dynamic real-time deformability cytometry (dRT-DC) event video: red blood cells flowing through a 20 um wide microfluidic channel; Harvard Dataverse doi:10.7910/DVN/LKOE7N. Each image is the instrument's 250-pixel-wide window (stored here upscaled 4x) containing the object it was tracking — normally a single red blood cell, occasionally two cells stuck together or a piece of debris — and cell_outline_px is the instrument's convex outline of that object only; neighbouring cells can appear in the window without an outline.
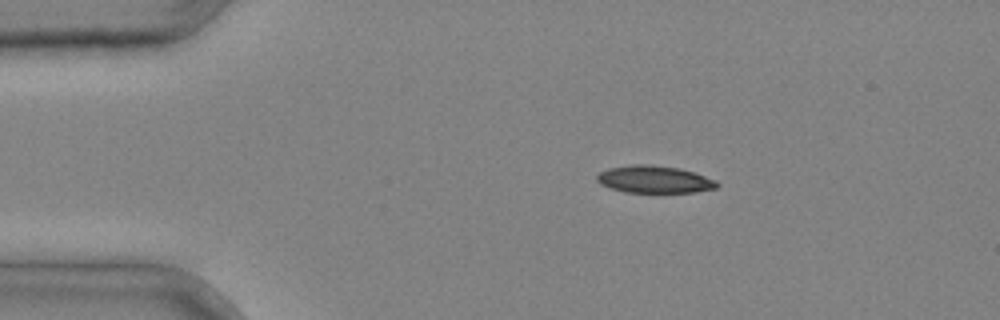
{"species": "common noctule bat (a hibernating species)", "species_latin": "Nyctalus noctula", "temperature_condition": "cold", "stored_images_in_passage": 2, "camera_frame_rate_fps": 3000, "um_per_image_px": 0.085, "animal": {"sex": "male", "body_mass_g": 20.4}, "frame": {"image": 1, "passage_image": 1, "time_ms": 0.0, "image_size_px": [1000, 320], "cell_outline_px": [[720, 184], [716, 188], [696, 192], [624, 192], [600, 184], [596, 180], [596, 176], [600, 172], [608, 168], [632, 164], [652, 164], [680, 168], [716, 180]], "centroid_in_image_um": [55.61, 15.24], "position_along_channel_um": 29.4, "area_um2": 19.13}}